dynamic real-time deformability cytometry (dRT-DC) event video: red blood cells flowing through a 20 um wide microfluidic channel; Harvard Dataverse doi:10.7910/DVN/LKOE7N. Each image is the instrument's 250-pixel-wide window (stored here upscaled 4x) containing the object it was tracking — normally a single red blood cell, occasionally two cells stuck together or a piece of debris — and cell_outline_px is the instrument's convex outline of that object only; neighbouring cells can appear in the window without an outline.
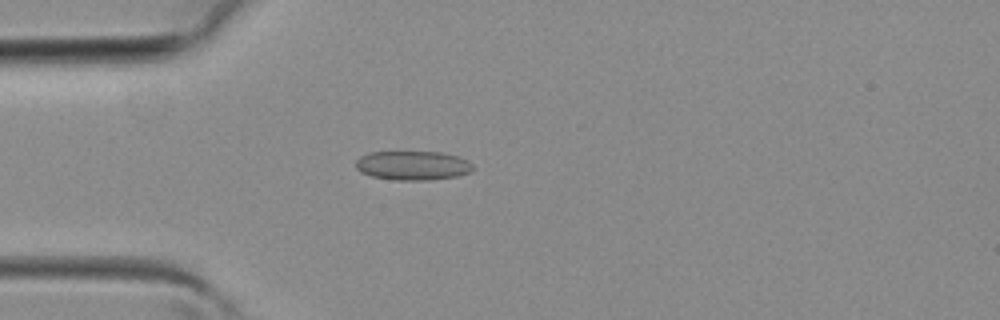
{"species": "common noctule bat (a hibernating species)", "species_latin": "Nyctalus noctula", "temperature_condition": "room temperature", "stored_images_in_passage": 35, "camera_frame_rate_fps": 3000, "um_per_image_px": 0.085, "animal": {"sex": "female", "body_mass_g": 19.3, "forearm_length_mm": 54.1}, "frame": {"image": 1, "passage_image": 7, "time_ms": 2.0, "image_size_px": [1000, 320], "cell_outline_px": [[472, 168], [468, 172], [456, 176], [428, 180], [396, 180], [372, 176], [360, 172], [356, 168], [356, 160], [360, 156], [368, 152], [444, 152], [468, 160], [472, 164]], "centroid_in_image_um": [35.04, 14.06], "position_along_channel_um": 50.0, "area_um2": 19.83}}
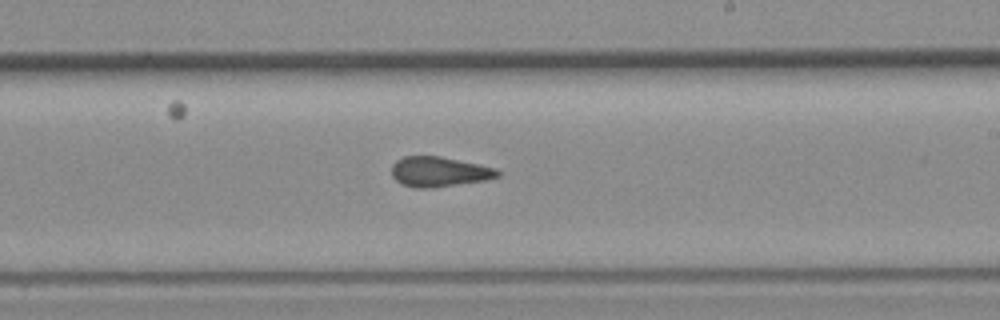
{"frame": {"image": 2, "passage_image": 19, "time_ms": 6.0, "image_size_px": [1000, 320], "cell_outline_px": [[500, 176], [484, 180], [432, 188], [416, 188], [400, 184], [392, 176], [392, 164], [396, 160], [404, 156], [440, 156], [496, 168], [500, 172]], "centroid_in_image_um": [37.29, 14.6], "position_along_channel_um": 251.7, "area_um2": 18.5}}
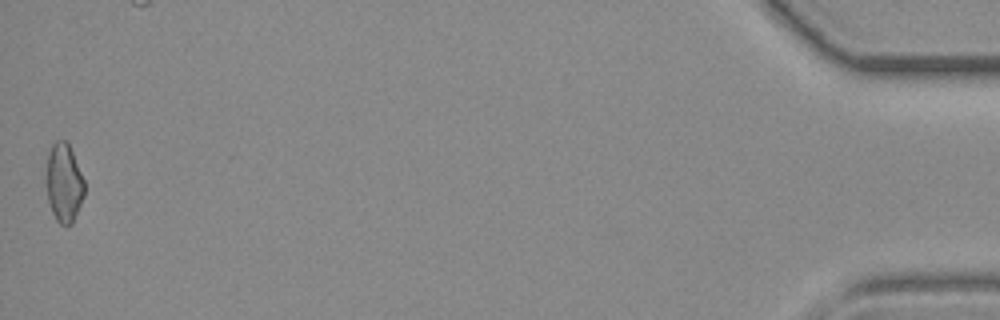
{"frame": {"image": 3, "passage_image": 35, "time_ms": 11.333, "image_size_px": [1000, 320], "cell_outline_px": [[84, 196], [72, 224], [60, 224], [56, 220], [52, 212], [48, 200], [44, 180], [48, 152], [52, 144], [56, 140], [68, 140], [84, 180]], "centroid_in_image_um": [5.4, 15.5], "position_along_channel_um": 429.8, "area_um2": 17.92}}